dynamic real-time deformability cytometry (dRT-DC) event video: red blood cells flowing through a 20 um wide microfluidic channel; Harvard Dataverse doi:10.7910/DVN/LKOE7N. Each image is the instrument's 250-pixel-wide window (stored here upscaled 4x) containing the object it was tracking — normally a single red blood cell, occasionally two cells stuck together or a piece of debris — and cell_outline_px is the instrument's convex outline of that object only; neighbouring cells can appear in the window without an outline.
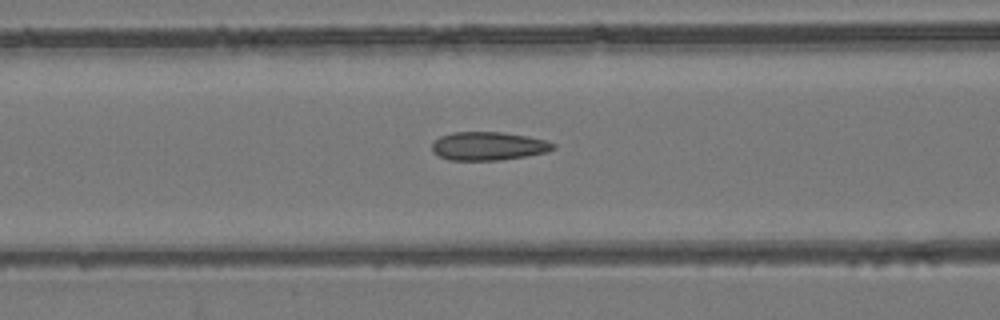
{"species": "common noctule bat (a hibernating species)", "species_latin": "Nyctalus noctula", "temperature_condition": "room temperature", "stored_images_in_passage": 47, "camera_frame_rate_fps": 3000, "um_per_image_px": 0.085, "animal": {"sex": "female", "body_mass_g": 24.6, "forearm_length_mm": 56.2}, "frame": {"image": 1, "passage_image": 23, "time_ms": 7.333, "image_size_px": [1000, 320], "cell_outline_px": [[556, 148], [548, 152], [500, 160], [448, 160], [432, 152], [432, 144], [440, 136], [452, 132], [504, 132], [528, 136], [548, 140], [556, 144]], "centroid_in_image_um": [41.54, 12.41], "position_along_channel_um": 125.1, "area_um2": 20.23}}
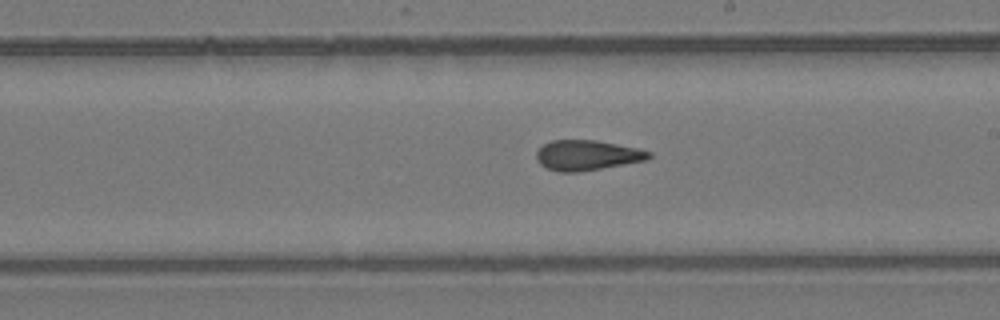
{"frame": {"image": 2, "passage_image": 32, "time_ms": 10.333, "image_size_px": [1000, 320], "cell_outline_px": [[652, 156], [648, 160], [576, 172], [556, 172], [540, 164], [536, 160], [536, 152], [544, 144], [552, 140], [596, 140], [640, 148], [652, 152]], "centroid_in_image_um": [49.92, 13.19], "position_along_channel_um": 239.1, "area_um2": 19.83}}
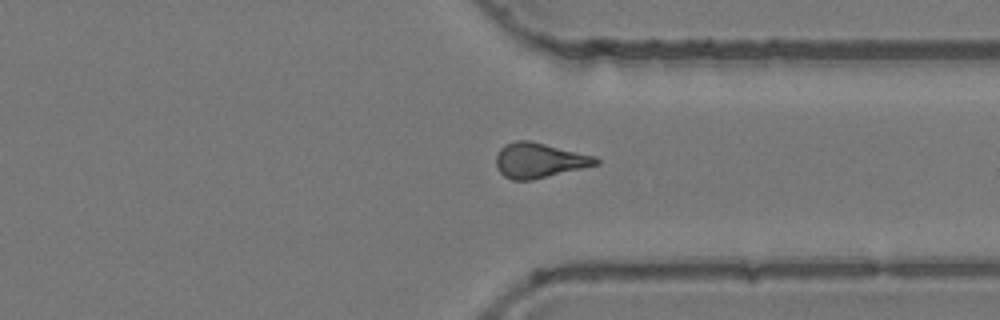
{"frame": {"image": 3, "passage_image": 42, "time_ms": 13.667, "image_size_px": [1000, 320], "cell_outline_px": [[600, 164], [532, 180], [512, 180], [504, 176], [496, 168], [496, 156], [500, 148], [504, 144], [516, 140], [528, 140], [596, 156], [600, 160]], "centroid_in_image_um": [45.82, 13.63], "position_along_channel_um": 365.6, "area_um2": 20.4}}